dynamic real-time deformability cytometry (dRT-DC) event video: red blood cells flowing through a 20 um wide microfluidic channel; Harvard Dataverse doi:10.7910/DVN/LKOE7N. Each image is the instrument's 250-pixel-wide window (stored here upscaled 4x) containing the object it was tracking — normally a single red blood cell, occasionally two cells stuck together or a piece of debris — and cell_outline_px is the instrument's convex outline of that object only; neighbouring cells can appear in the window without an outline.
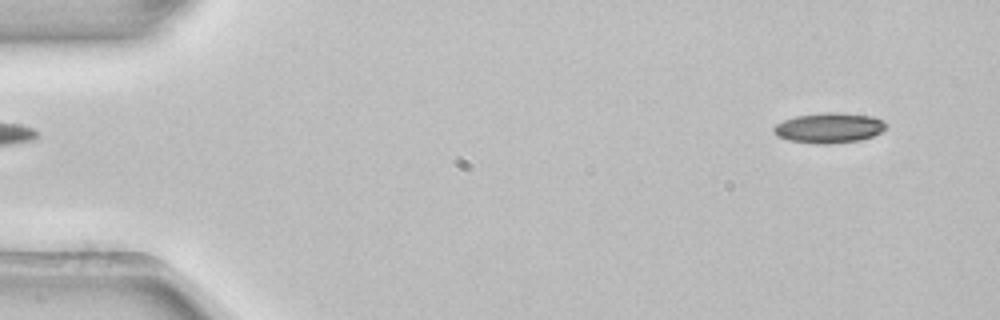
{"species": "common noctule bat (a hibernating species)", "species_latin": "Nyctalus noctula", "temperature_condition": "room temperature", "stored_images_in_passage": 3, "camera_frame_rate_fps": 3000, "um_per_image_px": 0.085, "animal": {"sex": "female", "body_mass_g": 22.7, "forearm_length_mm": 54.2}, "frame": {"image": 1, "passage_image": 1, "time_ms": 0.0, "image_size_px": [1000, 320], "cell_outline_px": [[888, 128], [872, 136], [860, 140], [828, 144], [816, 144], [788, 140], [772, 132], [772, 128], [776, 124], [784, 120], [796, 116], [824, 112], [840, 112], [872, 116], [884, 120], [888, 124]], "centroid_in_image_um": [70.5, 10.86], "position_along_channel_um": 14.5, "area_um2": 19.94}}